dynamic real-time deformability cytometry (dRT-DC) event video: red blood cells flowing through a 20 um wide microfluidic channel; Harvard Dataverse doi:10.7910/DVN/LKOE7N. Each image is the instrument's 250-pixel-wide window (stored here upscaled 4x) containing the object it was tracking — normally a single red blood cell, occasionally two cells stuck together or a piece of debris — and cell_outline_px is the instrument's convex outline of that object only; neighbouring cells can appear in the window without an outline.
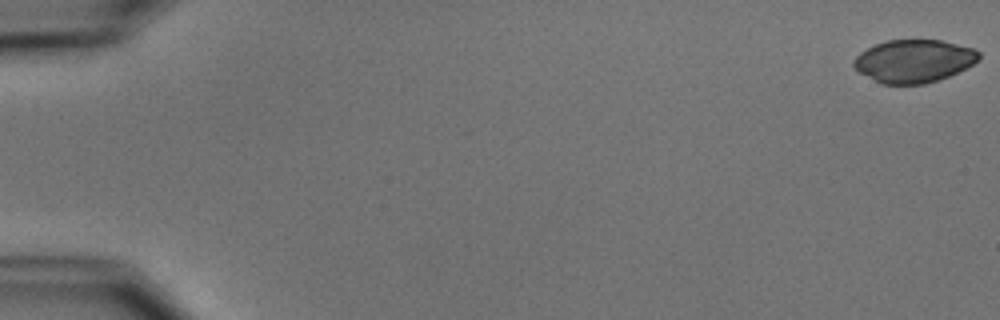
{"species": "common noctule bat (a hibernating species)", "species_latin": "Nyctalus noctula", "temperature_condition": "cold", "stored_images_in_passage": 54, "camera_frame_rate_fps": 3000, "um_per_image_px": 0.085, "animal": {"sex": "male", "body_mass_g": 15.6}, "frame": {"image": 1, "passage_image": 1, "time_ms": 0.0, "image_size_px": [1000, 320], "cell_outline_px": [[980, 60], [948, 76], [924, 84], [880, 84], [860, 72], [852, 64], [852, 60], [860, 52], [876, 44], [888, 40], [940, 40], [976, 48], [980, 52]], "centroid_in_image_um": [77.68, 5.18], "position_along_channel_um": 7.3, "area_um2": 31.15}}